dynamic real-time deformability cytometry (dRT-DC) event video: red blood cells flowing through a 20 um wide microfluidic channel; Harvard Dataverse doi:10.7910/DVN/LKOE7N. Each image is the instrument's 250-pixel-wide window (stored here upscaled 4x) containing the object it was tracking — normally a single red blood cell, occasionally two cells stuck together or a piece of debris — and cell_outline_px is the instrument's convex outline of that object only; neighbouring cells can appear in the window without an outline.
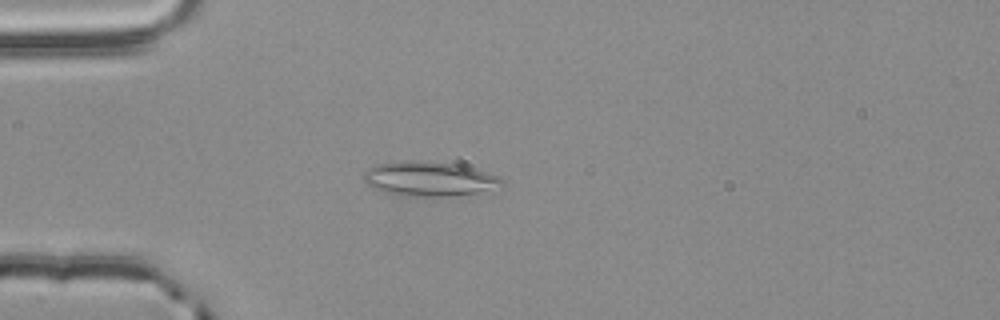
{"species": "common noctule bat (a hibernating species)", "species_latin": "Nyctalus noctula", "temperature_condition": "room temperature", "stored_images_in_passage": 50, "camera_frame_rate_fps": 3000, "um_per_image_px": 0.085, "animal": {"sex": "male", "body_mass_g": 20.4}, "frame": {"image": 1, "passage_image": 11, "time_ms": 3.333, "image_size_px": [1000, 320], "cell_outline_px": [[504, 184], [500, 192], [448, 196], [404, 196], [384, 192], [368, 184], [364, 180], [364, 172], [368, 168], [376, 164], [420, 160], [456, 164], [472, 168], [500, 176], [504, 180]], "centroid_in_image_um": [36.65, 15.23], "position_along_channel_um": 48.4, "area_um2": 28.38}}
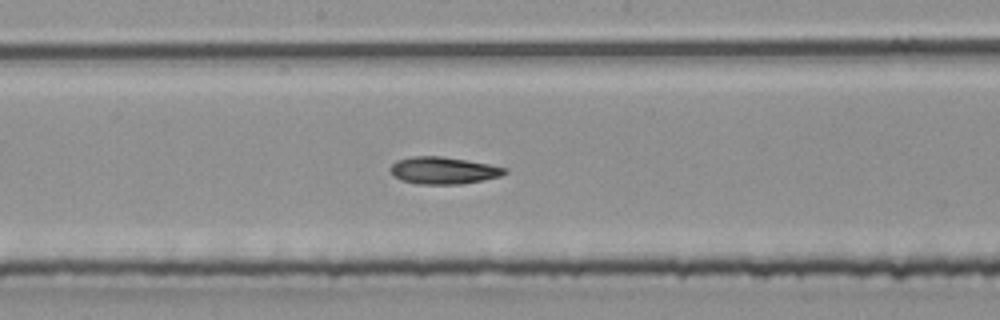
{"frame": {"image": 2, "passage_image": 25, "time_ms": 8.0, "image_size_px": [1000, 320], "cell_outline_px": [[508, 172], [500, 176], [484, 180], [460, 184], [416, 184], [400, 180], [392, 176], [388, 168], [396, 160], [412, 156], [440, 156], [488, 164], [508, 168]], "centroid_in_image_um": [37.64, 14.49], "position_along_channel_um": 210.6, "area_um2": 18.21}}
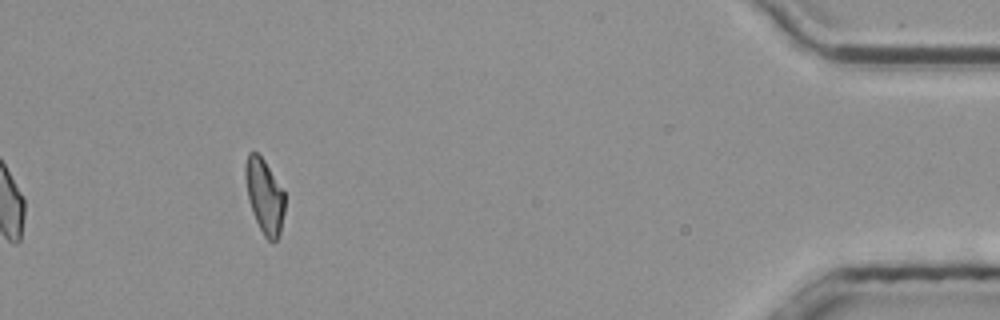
{"frame": {"image": 3, "passage_image": 46, "time_ms": 15.0, "image_size_px": [1000, 320], "cell_outline_px": [[284, 212], [280, 236], [272, 244], [264, 236], [252, 212], [248, 200], [244, 176], [244, 168], [248, 152], [256, 152], [264, 160], [284, 192]], "centroid_in_image_um": [22.47, 16.7], "position_along_channel_um": 412.7, "area_um2": 17.17}, "authors_computed_cell_mechanics": {"area_um2": 17.9469, "velocity_mm_per_s": 3.8231, "shape_relaxation_time_tau1_ms": null, "shape_relaxation_time_tau2_ms": 11.3243, "deformation_change_tau1": null, "deformation_change_tau2": 0.2102}}